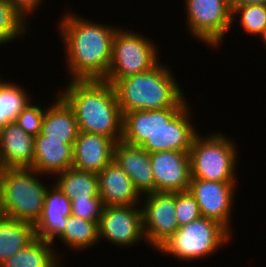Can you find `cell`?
I'll use <instances>...</instances> for the list:
<instances>
[{
  "mask_svg": "<svg viewBox=\"0 0 266 267\" xmlns=\"http://www.w3.org/2000/svg\"><path fill=\"white\" fill-rule=\"evenodd\" d=\"M0 77V132L10 122L16 120L17 115L32 100L29 92L12 81H2Z\"/></svg>",
  "mask_w": 266,
  "mask_h": 267,
  "instance_id": "cell-25",
  "label": "cell"
},
{
  "mask_svg": "<svg viewBox=\"0 0 266 267\" xmlns=\"http://www.w3.org/2000/svg\"><path fill=\"white\" fill-rule=\"evenodd\" d=\"M31 168L0 169L2 203L6 217L33 225L41 217L47 186Z\"/></svg>",
  "mask_w": 266,
  "mask_h": 267,
  "instance_id": "cell-5",
  "label": "cell"
},
{
  "mask_svg": "<svg viewBox=\"0 0 266 267\" xmlns=\"http://www.w3.org/2000/svg\"><path fill=\"white\" fill-rule=\"evenodd\" d=\"M56 94L55 102L46 108L40 134L74 146L79 134L75 112L58 92Z\"/></svg>",
  "mask_w": 266,
  "mask_h": 267,
  "instance_id": "cell-20",
  "label": "cell"
},
{
  "mask_svg": "<svg viewBox=\"0 0 266 267\" xmlns=\"http://www.w3.org/2000/svg\"><path fill=\"white\" fill-rule=\"evenodd\" d=\"M35 239L33 224L6 216L0 218V265Z\"/></svg>",
  "mask_w": 266,
  "mask_h": 267,
  "instance_id": "cell-21",
  "label": "cell"
},
{
  "mask_svg": "<svg viewBox=\"0 0 266 267\" xmlns=\"http://www.w3.org/2000/svg\"><path fill=\"white\" fill-rule=\"evenodd\" d=\"M115 144L109 137L79 132L73 146L72 168L98 174L113 160Z\"/></svg>",
  "mask_w": 266,
  "mask_h": 267,
  "instance_id": "cell-15",
  "label": "cell"
},
{
  "mask_svg": "<svg viewBox=\"0 0 266 267\" xmlns=\"http://www.w3.org/2000/svg\"><path fill=\"white\" fill-rule=\"evenodd\" d=\"M266 5V0H231V6Z\"/></svg>",
  "mask_w": 266,
  "mask_h": 267,
  "instance_id": "cell-32",
  "label": "cell"
},
{
  "mask_svg": "<svg viewBox=\"0 0 266 267\" xmlns=\"http://www.w3.org/2000/svg\"><path fill=\"white\" fill-rule=\"evenodd\" d=\"M201 216L199 205L189 191L175 192V217L179 227Z\"/></svg>",
  "mask_w": 266,
  "mask_h": 267,
  "instance_id": "cell-29",
  "label": "cell"
},
{
  "mask_svg": "<svg viewBox=\"0 0 266 267\" xmlns=\"http://www.w3.org/2000/svg\"><path fill=\"white\" fill-rule=\"evenodd\" d=\"M113 159L129 176L141 196L154 192V174L150 154L146 150L121 140L115 144Z\"/></svg>",
  "mask_w": 266,
  "mask_h": 267,
  "instance_id": "cell-14",
  "label": "cell"
},
{
  "mask_svg": "<svg viewBox=\"0 0 266 267\" xmlns=\"http://www.w3.org/2000/svg\"><path fill=\"white\" fill-rule=\"evenodd\" d=\"M187 28L191 36L213 49L222 45L232 28L231 0H185Z\"/></svg>",
  "mask_w": 266,
  "mask_h": 267,
  "instance_id": "cell-9",
  "label": "cell"
},
{
  "mask_svg": "<svg viewBox=\"0 0 266 267\" xmlns=\"http://www.w3.org/2000/svg\"><path fill=\"white\" fill-rule=\"evenodd\" d=\"M51 242L36 238L28 246L16 252L0 267H61L58 253Z\"/></svg>",
  "mask_w": 266,
  "mask_h": 267,
  "instance_id": "cell-22",
  "label": "cell"
},
{
  "mask_svg": "<svg viewBox=\"0 0 266 267\" xmlns=\"http://www.w3.org/2000/svg\"><path fill=\"white\" fill-rule=\"evenodd\" d=\"M154 192L188 191L191 182L189 152L175 150L150 154Z\"/></svg>",
  "mask_w": 266,
  "mask_h": 267,
  "instance_id": "cell-13",
  "label": "cell"
},
{
  "mask_svg": "<svg viewBox=\"0 0 266 267\" xmlns=\"http://www.w3.org/2000/svg\"><path fill=\"white\" fill-rule=\"evenodd\" d=\"M58 93L73 108L79 132L122 140L123 115L117 92L105 80H70Z\"/></svg>",
  "mask_w": 266,
  "mask_h": 267,
  "instance_id": "cell-3",
  "label": "cell"
},
{
  "mask_svg": "<svg viewBox=\"0 0 266 267\" xmlns=\"http://www.w3.org/2000/svg\"><path fill=\"white\" fill-rule=\"evenodd\" d=\"M232 235L220 223L201 216L179 227L157 252L164 256L170 255L181 262L206 259L228 244Z\"/></svg>",
  "mask_w": 266,
  "mask_h": 267,
  "instance_id": "cell-7",
  "label": "cell"
},
{
  "mask_svg": "<svg viewBox=\"0 0 266 267\" xmlns=\"http://www.w3.org/2000/svg\"><path fill=\"white\" fill-rule=\"evenodd\" d=\"M34 160L33 170L43 175L50 174L51 177L72 168L73 145L63 143L62 139H48L47 136L39 134L34 138Z\"/></svg>",
  "mask_w": 266,
  "mask_h": 267,
  "instance_id": "cell-19",
  "label": "cell"
},
{
  "mask_svg": "<svg viewBox=\"0 0 266 267\" xmlns=\"http://www.w3.org/2000/svg\"><path fill=\"white\" fill-rule=\"evenodd\" d=\"M144 197V198H143ZM143 232L147 245L157 250L178 230L175 192H153L142 196Z\"/></svg>",
  "mask_w": 266,
  "mask_h": 267,
  "instance_id": "cell-11",
  "label": "cell"
},
{
  "mask_svg": "<svg viewBox=\"0 0 266 267\" xmlns=\"http://www.w3.org/2000/svg\"><path fill=\"white\" fill-rule=\"evenodd\" d=\"M233 141L222 132L204 137L198 133L189 151L191 179L238 182V148Z\"/></svg>",
  "mask_w": 266,
  "mask_h": 267,
  "instance_id": "cell-6",
  "label": "cell"
},
{
  "mask_svg": "<svg viewBox=\"0 0 266 267\" xmlns=\"http://www.w3.org/2000/svg\"><path fill=\"white\" fill-rule=\"evenodd\" d=\"M97 175L99 196L104 206H132L139 205V203L141 205L142 196L114 159Z\"/></svg>",
  "mask_w": 266,
  "mask_h": 267,
  "instance_id": "cell-18",
  "label": "cell"
},
{
  "mask_svg": "<svg viewBox=\"0 0 266 267\" xmlns=\"http://www.w3.org/2000/svg\"><path fill=\"white\" fill-rule=\"evenodd\" d=\"M54 184V185H53ZM47 188L41 217L34 225L36 238L54 245L71 215V200L53 183Z\"/></svg>",
  "mask_w": 266,
  "mask_h": 267,
  "instance_id": "cell-16",
  "label": "cell"
},
{
  "mask_svg": "<svg viewBox=\"0 0 266 267\" xmlns=\"http://www.w3.org/2000/svg\"><path fill=\"white\" fill-rule=\"evenodd\" d=\"M59 242L67 246L68 249H74L76 252L90 249L99 244L98 223L85 220L74 215L67 217V224L64 232L57 238Z\"/></svg>",
  "mask_w": 266,
  "mask_h": 267,
  "instance_id": "cell-24",
  "label": "cell"
},
{
  "mask_svg": "<svg viewBox=\"0 0 266 267\" xmlns=\"http://www.w3.org/2000/svg\"><path fill=\"white\" fill-rule=\"evenodd\" d=\"M33 104L32 100H30L23 110L17 115L15 121L27 134L35 137L41 133L46 107L42 108L39 104Z\"/></svg>",
  "mask_w": 266,
  "mask_h": 267,
  "instance_id": "cell-28",
  "label": "cell"
},
{
  "mask_svg": "<svg viewBox=\"0 0 266 267\" xmlns=\"http://www.w3.org/2000/svg\"><path fill=\"white\" fill-rule=\"evenodd\" d=\"M56 177L54 183L70 200L100 197L96 173L69 168Z\"/></svg>",
  "mask_w": 266,
  "mask_h": 267,
  "instance_id": "cell-23",
  "label": "cell"
},
{
  "mask_svg": "<svg viewBox=\"0 0 266 267\" xmlns=\"http://www.w3.org/2000/svg\"><path fill=\"white\" fill-rule=\"evenodd\" d=\"M34 138L16 121L6 125L0 132V169L32 168Z\"/></svg>",
  "mask_w": 266,
  "mask_h": 267,
  "instance_id": "cell-17",
  "label": "cell"
},
{
  "mask_svg": "<svg viewBox=\"0 0 266 267\" xmlns=\"http://www.w3.org/2000/svg\"><path fill=\"white\" fill-rule=\"evenodd\" d=\"M140 207L141 205L104 206L98 222L99 241L106 239L109 244L119 247L135 246L142 240L145 243Z\"/></svg>",
  "mask_w": 266,
  "mask_h": 267,
  "instance_id": "cell-10",
  "label": "cell"
},
{
  "mask_svg": "<svg viewBox=\"0 0 266 267\" xmlns=\"http://www.w3.org/2000/svg\"><path fill=\"white\" fill-rule=\"evenodd\" d=\"M24 18L35 12L43 0H7Z\"/></svg>",
  "mask_w": 266,
  "mask_h": 267,
  "instance_id": "cell-31",
  "label": "cell"
},
{
  "mask_svg": "<svg viewBox=\"0 0 266 267\" xmlns=\"http://www.w3.org/2000/svg\"><path fill=\"white\" fill-rule=\"evenodd\" d=\"M63 15L57 28L65 49V64L70 80H105L111 62L114 35L120 26L102 25L78 16L72 10Z\"/></svg>",
  "mask_w": 266,
  "mask_h": 267,
  "instance_id": "cell-1",
  "label": "cell"
},
{
  "mask_svg": "<svg viewBox=\"0 0 266 267\" xmlns=\"http://www.w3.org/2000/svg\"><path fill=\"white\" fill-rule=\"evenodd\" d=\"M27 22L7 0H0V46L23 37L27 32Z\"/></svg>",
  "mask_w": 266,
  "mask_h": 267,
  "instance_id": "cell-26",
  "label": "cell"
},
{
  "mask_svg": "<svg viewBox=\"0 0 266 267\" xmlns=\"http://www.w3.org/2000/svg\"><path fill=\"white\" fill-rule=\"evenodd\" d=\"M170 70L159 62L146 72L119 79L113 87L122 115L131 111L183 108L188 103L187 97Z\"/></svg>",
  "mask_w": 266,
  "mask_h": 267,
  "instance_id": "cell-4",
  "label": "cell"
},
{
  "mask_svg": "<svg viewBox=\"0 0 266 267\" xmlns=\"http://www.w3.org/2000/svg\"><path fill=\"white\" fill-rule=\"evenodd\" d=\"M236 17L240 19V27L249 35L261 38L266 32V5L232 6V23Z\"/></svg>",
  "mask_w": 266,
  "mask_h": 267,
  "instance_id": "cell-27",
  "label": "cell"
},
{
  "mask_svg": "<svg viewBox=\"0 0 266 267\" xmlns=\"http://www.w3.org/2000/svg\"><path fill=\"white\" fill-rule=\"evenodd\" d=\"M190 106L187 103L183 108L124 113L122 141L141 146L149 154L170 150L189 152L198 134L190 119Z\"/></svg>",
  "mask_w": 266,
  "mask_h": 267,
  "instance_id": "cell-2",
  "label": "cell"
},
{
  "mask_svg": "<svg viewBox=\"0 0 266 267\" xmlns=\"http://www.w3.org/2000/svg\"><path fill=\"white\" fill-rule=\"evenodd\" d=\"M262 41L264 42V44L266 45V32L264 33V35L262 36Z\"/></svg>",
  "mask_w": 266,
  "mask_h": 267,
  "instance_id": "cell-34",
  "label": "cell"
},
{
  "mask_svg": "<svg viewBox=\"0 0 266 267\" xmlns=\"http://www.w3.org/2000/svg\"><path fill=\"white\" fill-rule=\"evenodd\" d=\"M237 182H215L191 179L188 191L196 199L201 215L223 225L231 234ZM231 219V220H230Z\"/></svg>",
  "mask_w": 266,
  "mask_h": 267,
  "instance_id": "cell-12",
  "label": "cell"
},
{
  "mask_svg": "<svg viewBox=\"0 0 266 267\" xmlns=\"http://www.w3.org/2000/svg\"><path fill=\"white\" fill-rule=\"evenodd\" d=\"M103 208L104 204L100 197L71 200V214L85 220L98 223Z\"/></svg>",
  "mask_w": 266,
  "mask_h": 267,
  "instance_id": "cell-30",
  "label": "cell"
},
{
  "mask_svg": "<svg viewBox=\"0 0 266 267\" xmlns=\"http://www.w3.org/2000/svg\"><path fill=\"white\" fill-rule=\"evenodd\" d=\"M119 27L112 43V56L105 81L114 85L119 79L146 72L160 62L155 42L141 33Z\"/></svg>",
  "mask_w": 266,
  "mask_h": 267,
  "instance_id": "cell-8",
  "label": "cell"
},
{
  "mask_svg": "<svg viewBox=\"0 0 266 267\" xmlns=\"http://www.w3.org/2000/svg\"><path fill=\"white\" fill-rule=\"evenodd\" d=\"M4 209H3V203H2V187H1V179H0V218L4 217Z\"/></svg>",
  "mask_w": 266,
  "mask_h": 267,
  "instance_id": "cell-33",
  "label": "cell"
}]
</instances>
